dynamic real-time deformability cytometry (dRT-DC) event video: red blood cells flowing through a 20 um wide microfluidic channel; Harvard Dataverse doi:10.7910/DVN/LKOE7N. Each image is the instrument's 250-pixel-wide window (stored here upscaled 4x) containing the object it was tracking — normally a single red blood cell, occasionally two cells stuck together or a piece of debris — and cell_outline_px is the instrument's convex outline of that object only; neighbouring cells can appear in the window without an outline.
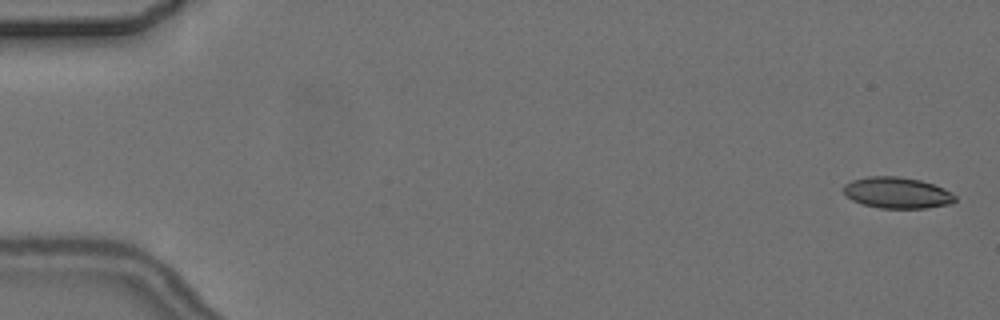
{"species": "common noctule bat (a hibernating species)", "species_latin": "Nyctalus noctula", "temperature_condition": "cold", "stored_images_in_passage": 4, "camera_frame_rate_fps": 3000, "um_per_image_px": 0.085, "animal": {"sex": "female", "body_mass_g": 24.6, "forearm_length_mm": 56.2}, "frame": {"image": 1, "passage_image": 1, "time_ms": 0.0, "image_size_px": [1000, 320], "cell_outline_px": [[956, 200], [952, 204], [924, 208], [880, 208], [860, 204], [852, 200], [844, 192], [844, 184], [852, 180], [868, 176], [900, 176], [920, 180], [944, 188], [952, 192], [956, 196]], "centroid_in_image_um": [76.27, 16.38], "position_along_channel_um": 8.7, "area_um2": 20.4}}